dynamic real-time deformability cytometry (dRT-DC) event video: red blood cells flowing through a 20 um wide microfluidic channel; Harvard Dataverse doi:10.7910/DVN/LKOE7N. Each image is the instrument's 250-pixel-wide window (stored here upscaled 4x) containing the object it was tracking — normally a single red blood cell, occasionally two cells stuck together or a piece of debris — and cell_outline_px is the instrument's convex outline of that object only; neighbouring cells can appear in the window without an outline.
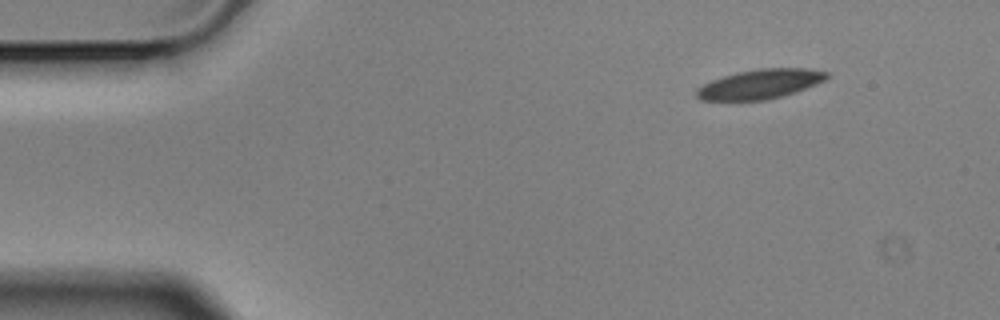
{"species": "Egyptian fruit bat (a non-hibernating species)", "species_latin": "Rousettus aegyptiacus", "temperature_condition": "cold", "stored_images_in_passage": 6, "camera_frame_rate_fps": 3000, "um_per_image_px": 0.085, "animal": {"sex": "male"}, "frame": {"image": 1, "passage_image": 6, "time_ms": 1.667, "image_size_px": [1000, 320], "cell_outline_px": [[828, 76], [824, 80], [816, 84], [796, 92], [764, 100], [700, 100], [696, 96], [696, 88], [712, 80], [736, 72], [760, 68], [808, 68], [828, 72]], "centroid_in_image_um": [64.6, 7.14], "position_along_channel_um": 20.4, "area_um2": 22.25}}